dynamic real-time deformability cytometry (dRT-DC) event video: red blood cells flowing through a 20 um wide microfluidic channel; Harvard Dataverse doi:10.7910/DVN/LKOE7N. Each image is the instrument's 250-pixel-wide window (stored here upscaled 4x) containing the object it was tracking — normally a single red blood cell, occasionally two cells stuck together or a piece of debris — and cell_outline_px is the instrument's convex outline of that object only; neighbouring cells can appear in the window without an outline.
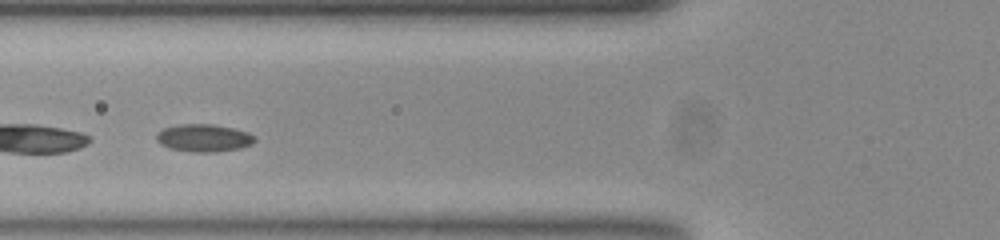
{"species": "common noctule bat (a hibernating species)", "species_latin": "Nyctalus noctula", "temperature_condition": "room temperature", "stored_images_in_passage": 36, "camera_frame_rate_fps": 3000, "um_per_image_px": 0.085, "animal": {"sex": "female", "body_mass_g": 23.0, "forearm_length_mm": 53.4}, "frame": {"image": 1, "passage_image": 6, "time_ms": 1.667, "image_size_px": [1000, 240], "cell_outline_px": [[256, 140], [252, 144], [240, 148], [216, 152], [196, 152], [168, 148], [160, 144], [156, 140], [156, 136], [164, 128], [180, 124], [212, 124], [232, 128], [248, 132]], "centroid_in_image_um": [17.32, 11.73], "position_along_channel_um": 108.5, "area_um2": 15.66}}
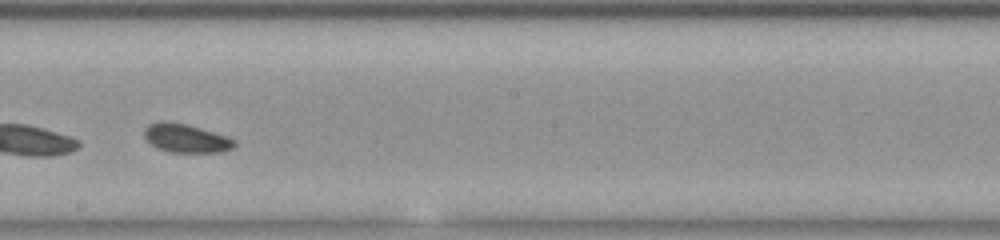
{"frame": {"image": 2, "passage_image": 16, "time_ms": 5.0, "image_size_px": [1000, 240], "cell_outline_px": [[236, 144], [232, 148], [220, 152], [168, 152], [156, 148], [144, 136], [144, 128], [148, 124], [160, 120], [168, 120], [188, 124], [228, 136], [236, 140]], "centroid_in_image_um": [15.79, 11.73], "position_along_channel_um": 232.4, "area_um2": 15.32}, "authors_computed_cell_mechanics": {"area_um2": 15.1147, "velocity_mm_per_s": 3.7318, "shape_relaxation_time_tau1_ms": 2.2383, "shape_relaxation_time_tau2_ms": 3.7539, "deformation_change_tau1": 0.047, "deformation_change_tau2": 0.0925}}